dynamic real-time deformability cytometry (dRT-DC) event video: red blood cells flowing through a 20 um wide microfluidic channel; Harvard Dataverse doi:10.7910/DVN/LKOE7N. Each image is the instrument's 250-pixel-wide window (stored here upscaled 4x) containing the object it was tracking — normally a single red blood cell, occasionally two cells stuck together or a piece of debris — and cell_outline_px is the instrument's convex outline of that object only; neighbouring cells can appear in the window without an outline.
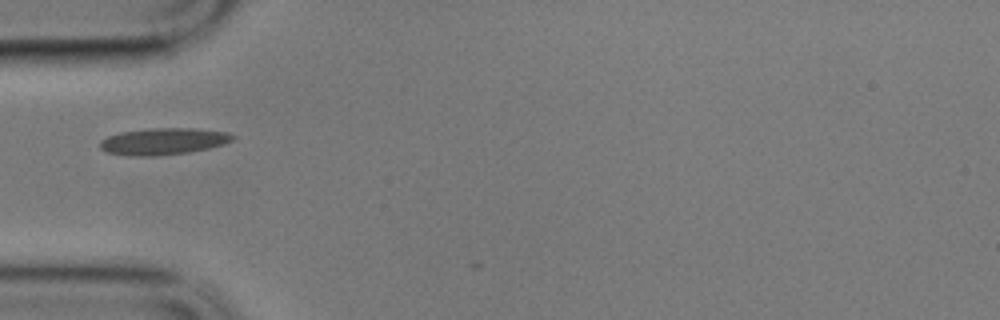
{"species": "common noctule bat (a hibernating species)", "species_latin": "Nyctalus noctula", "temperature_condition": "cold", "stored_images_in_passage": 4, "camera_frame_rate_fps": 3000, "um_per_image_px": 0.085, "animal": {"sex": "male", "body_mass_g": 17.9}, "frame": {"image": 1, "passage_image": 3, "time_ms": 0.667, "image_size_px": [1000, 320], "cell_outline_px": [[236, 136], [232, 140], [224, 144], [208, 148], [188, 152], [156, 156], [132, 156], [108, 152], [100, 148], [100, 140], [108, 136], [120, 132], [148, 128], [192, 128], [228, 132]], "centroid_in_image_um": [13.88, 12.01], "position_along_channel_um": 71.1, "area_um2": 20.63}}